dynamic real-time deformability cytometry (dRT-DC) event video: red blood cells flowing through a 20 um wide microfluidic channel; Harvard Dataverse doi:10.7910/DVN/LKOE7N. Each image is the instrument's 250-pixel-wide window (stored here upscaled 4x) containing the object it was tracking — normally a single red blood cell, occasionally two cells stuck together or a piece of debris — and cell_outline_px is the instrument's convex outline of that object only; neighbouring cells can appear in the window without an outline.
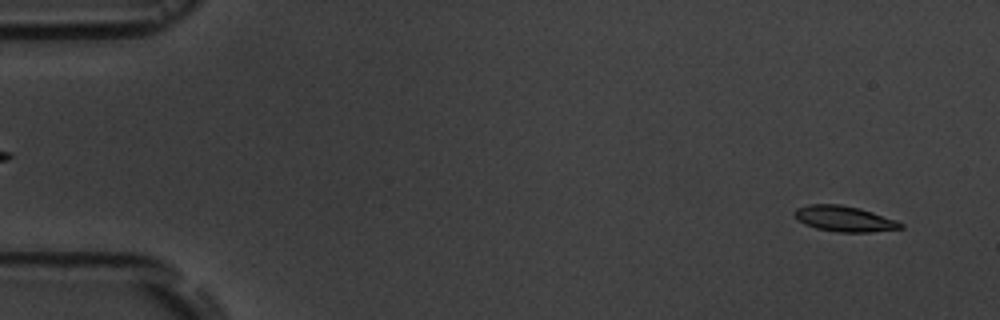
{"species": "common noctule bat (a hibernating species)", "species_latin": "Nyctalus noctula", "temperature_condition": "room temperature", "stored_images_in_passage": 4, "camera_frame_rate_fps": 3000, "um_per_image_px": 0.085, "animal": {"sex": "male", "body_mass_g": 19.5, "forearm_length_mm": 54.6}, "frame": {"image": 1, "passage_image": 1, "time_ms": 0.0, "image_size_px": [1000, 320], "cell_outline_px": [[904, 228], [872, 232], [840, 232], [816, 228], [804, 224], [796, 220], [792, 212], [796, 208], [808, 204], [840, 204], [860, 208], [896, 220], [904, 224]], "centroid_in_image_um": [71.73, 18.59], "position_along_channel_um": 13.3, "area_um2": 16.01}}